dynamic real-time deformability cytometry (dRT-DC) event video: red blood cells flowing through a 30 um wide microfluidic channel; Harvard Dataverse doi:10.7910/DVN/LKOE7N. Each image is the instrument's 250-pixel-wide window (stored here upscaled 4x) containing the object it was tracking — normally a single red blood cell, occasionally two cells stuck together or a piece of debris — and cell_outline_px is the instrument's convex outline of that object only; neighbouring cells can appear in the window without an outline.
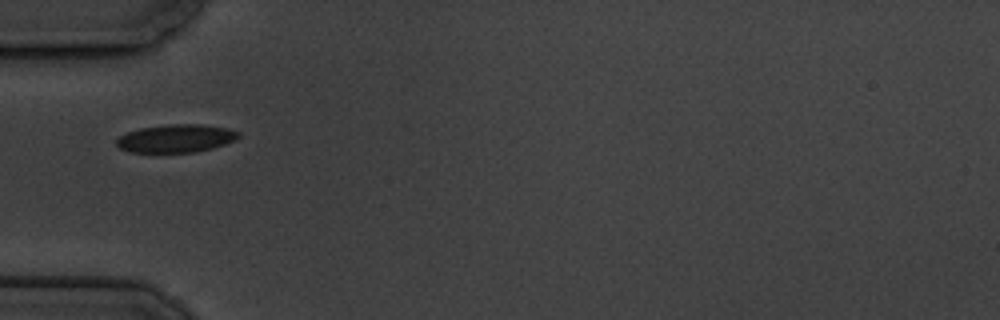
{"species": "common noctule bat (a hibernating species)", "species_latin": "Nyctalus noctula", "temperature_condition": "cold", "stored_images_in_passage": 5, "camera_frame_rate_fps": 3000, "um_per_image_px": 0.085, "animal": {"sex": "male", "body_mass_g": 19.5, "forearm_length_mm": 54.6}, "frame": {"image": 1, "passage_image": 1, "time_ms": 0.0, "image_size_px": [1000, 320], "cell_outline_px": [[240, 136], [236, 140], [212, 148], [196, 152], [132, 152], [120, 148], [116, 144], [116, 140], [120, 136], [128, 132], [140, 128], [168, 124], [204, 124], [228, 128], [240, 132]], "centroid_in_image_um": [15.0, 11.75], "position_along_channel_um": 70.0, "area_um2": 19.94}}
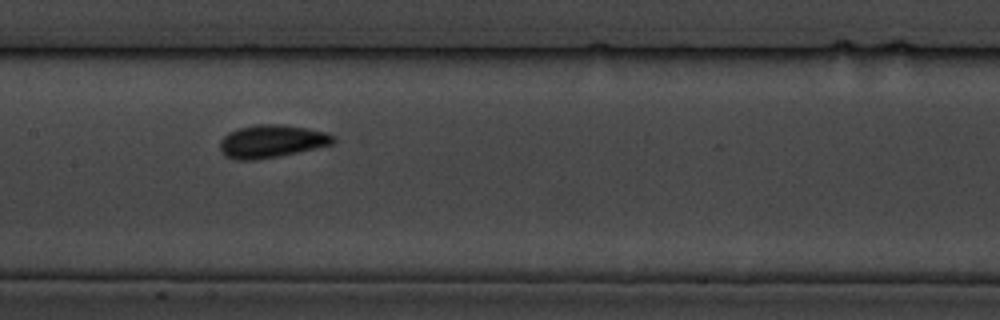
{"frame": {"image": 2, "passage_image": 4, "time_ms": 3.333, "image_size_px": [1000, 320], "cell_outline_px": [[336, 140], [332, 144], [296, 152], [256, 160], [236, 160], [224, 156], [220, 148], [220, 140], [228, 132], [240, 128], [256, 124], [280, 124], [308, 128], [328, 132], [336, 136]], "centroid_in_image_um": [23.09, 12.0], "position_along_channel_um": 184.3, "area_um2": 21.68}}
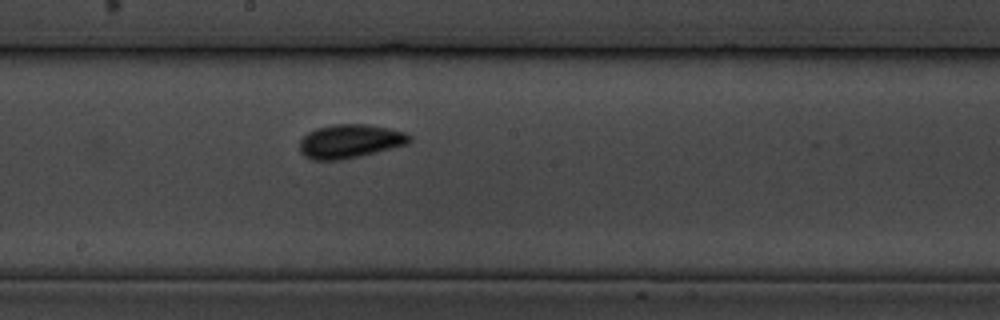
{"frame": {"image": 3, "passage_image": 5, "time_ms": 4.333, "image_size_px": [1000, 320], "cell_outline_px": [[412, 140], [408, 144], [360, 156], [340, 160], [312, 160], [304, 156], [300, 152], [300, 140], [308, 132], [316, 128], [336, 124], [368, 124], [388, 128], [404, 132], [412, 136]], "centroid_in_image_um": [29.75, 12.01], "position_along_channel_um": 218.5, "area_um2": 21.68}}